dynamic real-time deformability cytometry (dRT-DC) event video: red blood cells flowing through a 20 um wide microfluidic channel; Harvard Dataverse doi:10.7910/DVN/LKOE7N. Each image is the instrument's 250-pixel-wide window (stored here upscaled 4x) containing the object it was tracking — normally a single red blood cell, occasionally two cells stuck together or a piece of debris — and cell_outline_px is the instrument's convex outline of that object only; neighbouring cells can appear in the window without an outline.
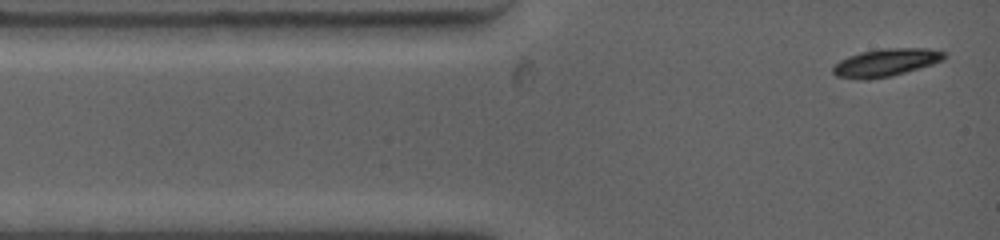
{"species": "common noctule bat (a hibernating species)", "species_latin": "Nyctalus noctula", "temperature_condition": "warm", "stored_images_in_passage": 29, "camera_frame_rate_fps": 4500, "um_per_image_px": 0.085, "animal": {"sex": "female", "body_mass_g": 19.0, "forearm_length_mm": 53.3}, "frame": {"image": 1, "passage_image": 1, "time_ms": 0.0, "image_size_px": [1000, 240], "cell_outline_px": [[948, 52], [944, 60], [932, 64], [892, 76], [864, 80], [836, 76], [832, 72], [832, 68], [840, 60], [848, 56], [860, 52], [884, 48], [928, 48]], "centroid_in_image_um": [75.32, 5.31], "position_along_channel_um": 9.7, "area_um2": 18.03}}
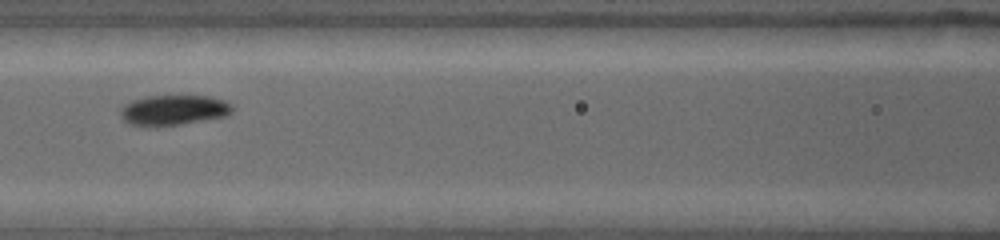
{"frame": {"image": 2, "passage_image": 12, "time_ms": 4.667, "image_size_px": [1000, 240], "cell_outline_px": [[232, 112], [224, 116], [180, 124], [156, 128], [148, 128], [128, 124], [120, 116], [120, 108], [124, 104], [132, 100], [148, 96], [212, 96], [224, 100], [232, 108]], "centroid_in_image_um": [14.66, 9.38], "position_along_channel_um": 151.9, "area_um2": 19.94}}
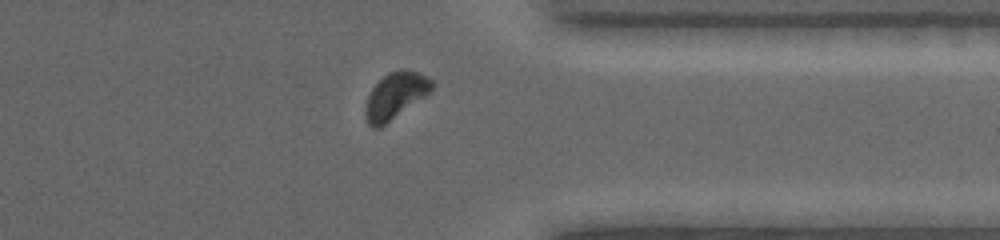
{"frame": {"image": 3, "passage_image": 25, "time_ms": 10.667, "image_size_px": [1000, 240], "cell_outline_px": [[432, 88], [424, 96], [380, 128], [372, 128], [368, 124], [364, 116], [364, 112], [368, 96], [372, 88], [388, 72], [416, 72], [432, 80]], "centroid_in_image_um": [33.54, 8.19], "position_along_channel_um": 377.9, "area_um2": 17.17}, "authors_computed_cell_mechanics": {"area_um2": 19.2474, "velocity_mm_per_s": 3.8496, "shape_relaxation_time_tau1_ms": 4.198, "shape_relaxation_time_tau2_ms": 1.5495, "deformation_change_tau1": 0.1427, "deformation_change_tau2": 0.032}}